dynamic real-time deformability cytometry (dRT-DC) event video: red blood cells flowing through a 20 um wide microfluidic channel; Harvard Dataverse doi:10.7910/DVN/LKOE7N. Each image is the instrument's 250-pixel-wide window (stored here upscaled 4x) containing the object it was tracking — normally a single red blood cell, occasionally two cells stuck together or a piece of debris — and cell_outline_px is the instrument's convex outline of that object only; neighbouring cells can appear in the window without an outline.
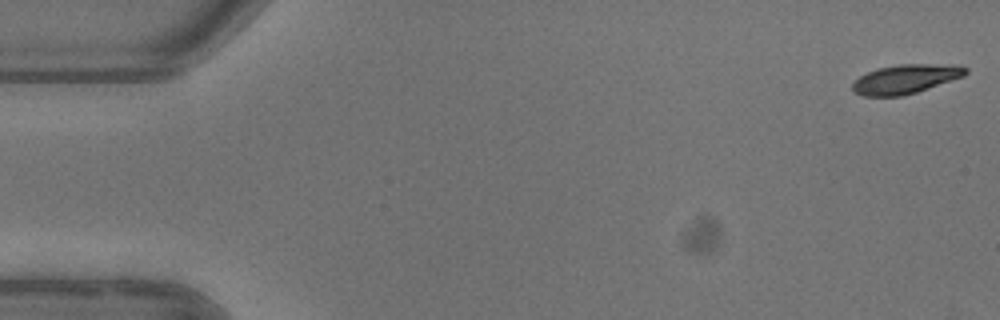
{"species": "common noctule bat (a hibernating species)", "species_latin": "Nyctalus noctula", "temperature_condition": "warm", "stored_images_in_passage": 5, "camera_frame_rate_fps": 3000, "um_per_image_px": 0.085, "animal": {"sex": "female"}, "frame": {"image": 1, "passage_image": 1, "time_ms": 0.0, "image_size_px": [1000, 320], "cell_outline_px": [[968, 72], [964, 76], [904, 96], [864, 96], [852, 92], [852, 84], [860, 76], [876, 68], [900, 64], [952, 64], [968, 68]], "centroid_in_image_um": [76.97, 6.71], "position_along_channel_um": 8.0, "area_um2": 19.25}}
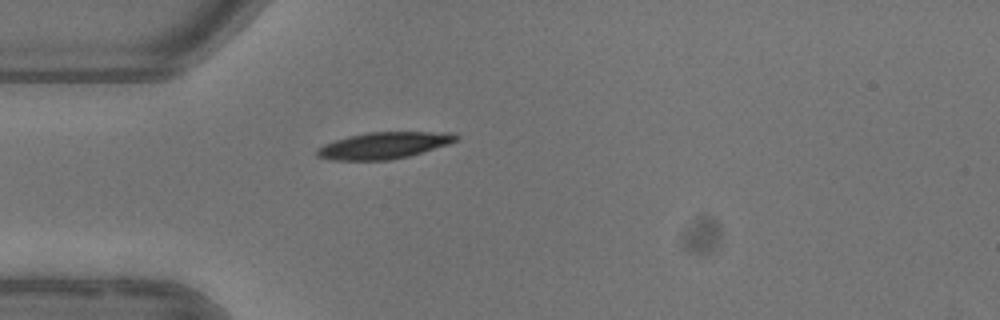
{"frame": {"image": 2, "passage_image": 5, "time_ms": 4.667, "image_size_px": [1000, 320], "cell_outline_px": [[460, 136], [456, 140], [448, 144], [408, 156], [388, 160], [332, 160], [316, 156], [316, 148], [324, 144], [348, 136], [368, 132], [452, 132]], "centroid_in_image_um": [32.6, 12.36], "position_along_channel_um": 52.4, "area_um2": 21.44}}